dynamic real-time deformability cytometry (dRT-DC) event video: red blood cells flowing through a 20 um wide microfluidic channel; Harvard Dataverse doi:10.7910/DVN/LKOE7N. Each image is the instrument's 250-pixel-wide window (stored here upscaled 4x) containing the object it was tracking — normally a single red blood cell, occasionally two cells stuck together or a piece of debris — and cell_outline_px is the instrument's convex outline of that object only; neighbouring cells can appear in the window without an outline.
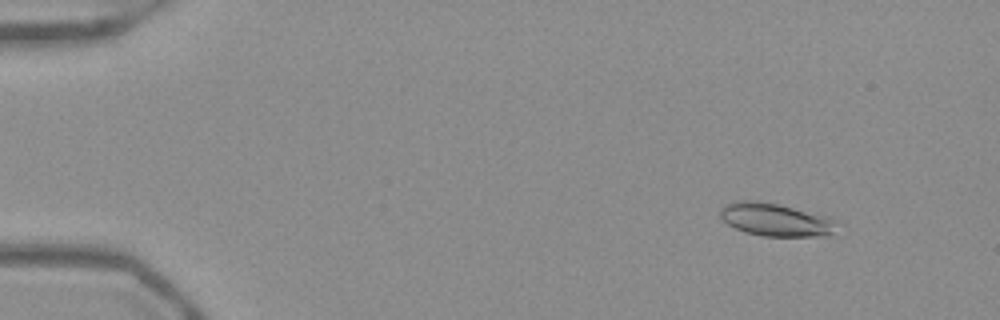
{"species": "Egyptian fruit bat (a non-hibernating species)", "species_latin": "Rousettus aegyptiacus", "temperature_condition": "warm", "stored_images_in_passage": 53, "camera_frame_rate_fps": 3000, "um_per_image_px": 0.085, "frame": {"image": 1, "passage_image": 6, "time_ms": 1.667, "image_size_px": [1000, 320], "cell_outline_px": [[844, 224], [828, 236], [760, 236], [744, 232], [728, 224], [720, 216], [720, 208], [724, 204], [736, 200], [756, 200], [780, 204], [832, 216]], "centroid_in_image_um": [66.04, 18.66], "position_along_channel_um": 19.0, "area_um2": 23.29}}
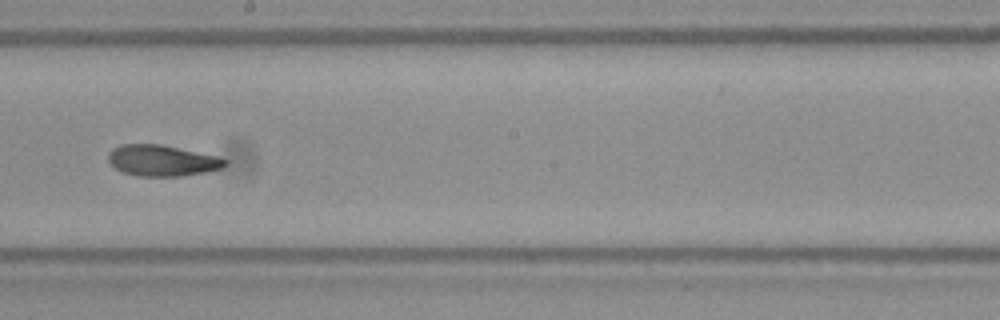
{"frame": {"image": 2, "passage_image": 31, "time_ms": 10.0, "image_size_px": [1000, 320], "cell_outline_px": [[228, 164], [220, 168], [204, 172], [180, 176], [136, 176], [124, 172], [116, 168], [108, 160], [108, 152], [112, 148], [120, 144], [160, 144], [216, 156], [228, 160]], "centroid_in_image_um": [13.75, 13.64], "position_along_channel_um": 234.5, "area_um2": 20.98}}
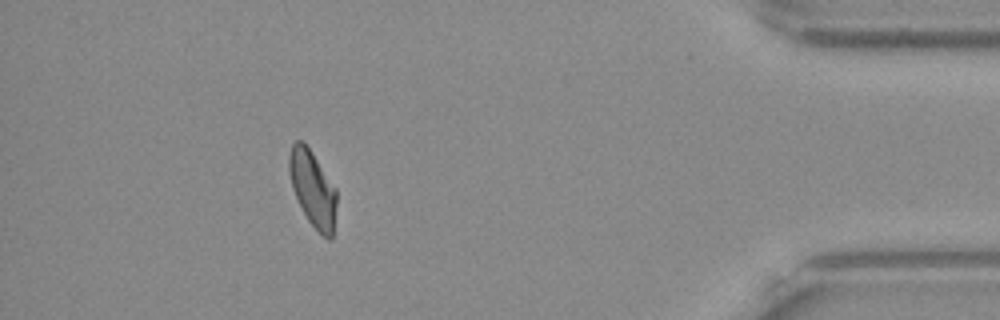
{"frame": {"image": 3, "passage_image": 48, "time_ms": 15.667, "image_size_px": [1000, 320], "cell_outline_px": [[336, 204], [332, 240], [328, 240], [308, 220], [292, 188], [288, 168], [288, 156], [292, 144], [296, 140], [304, 140], [336, 188]], "centroid_in_image_um": [26.57, 15.99], "position_along_channel_um": 408.6, "area_um2": 20.87}, "authors_computed_cell_mechanics": {"area_um2": 21.5594, "velocity_mm_per_s": 3.92, "shape_relaxation_time_tau1_ms": 8.258, "shape_relaxation_time_tau2_ms": 2.5868, "deformation_change_tau1": 0.1882, "deformation_change_tau2": 0.0752}}